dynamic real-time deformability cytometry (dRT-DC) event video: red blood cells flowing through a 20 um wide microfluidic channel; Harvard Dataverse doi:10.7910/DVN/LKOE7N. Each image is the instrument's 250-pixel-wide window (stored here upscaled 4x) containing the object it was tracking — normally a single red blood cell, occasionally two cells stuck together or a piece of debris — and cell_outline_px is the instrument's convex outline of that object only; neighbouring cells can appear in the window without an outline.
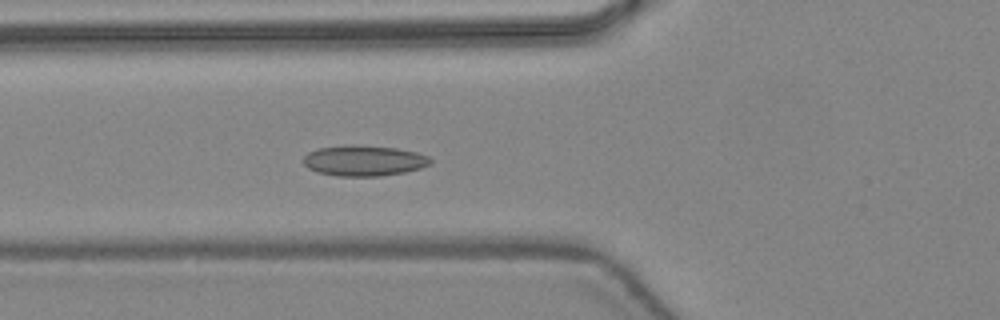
{"species": "common noctule bat (a hibernating species)", "species_latin": "Nyctalus noctula", "temperature_condition": "warm", "stored_images_in_passage": 40, "camera_frame_rate_fps": 3000, "um_per_image_px": 0.085, "animal": {"sex": "female", "body_mass_g": 24.6, "forearm_length_mm": 56.2}, "frame": {"image": 1, "passage_image": 11, "time_ms": 3.333, "image_size_px": [1000, 320], "cell_outline_px": [[432, 164], [420, 168], [404, 172], [380, 176], [336, 176], [316, 172], [308, 168], [304, 164], [304, 156], [308, 152], [320, 148], [396, 148], [416, 152], [428, 156], [432, 160]], "centroid_in_image_um": [30.97, 13.72], "position_along_channel_um": 94.8, "area_um2": 21.62}}
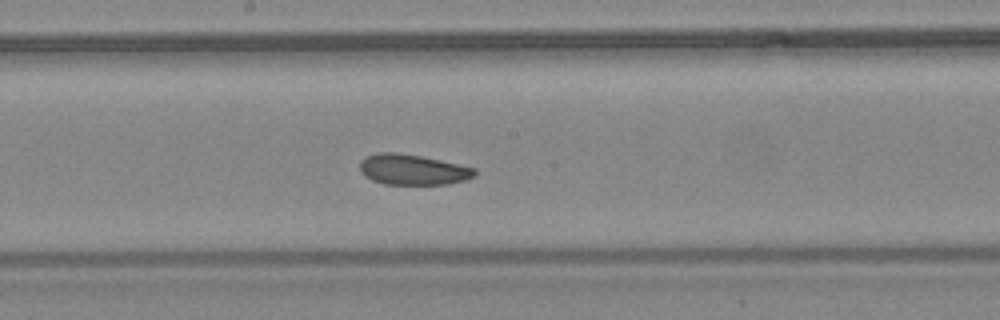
{"frame": {"image": 2, "passage_image": 19, "time_ms": 6.0, "image_size_px": [1000, 320], "cell_outline_px": [[476, 176], [468, 180], [448, 184], [384, 184], [372, 180], [364, 176], [360, 172], [360, 160], [364, 156], [380, 152], [396, 152], [420, 156], [440, 160], [476, 168]], "centroid_in_image_um": [35.08, 14.42], "position_along_channel_um": 213.1, "area_um2": 20.63}}
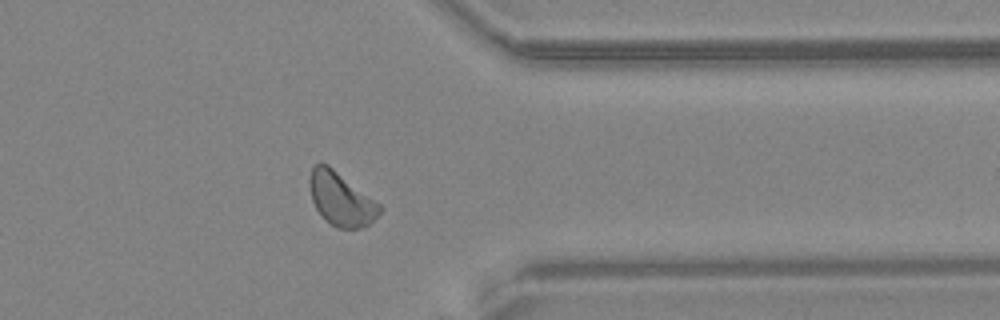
{"frame": {"image": 3, "passage_image": 31, "time_ms": 10.0, "image_size_px": [1000, 320], "cell_outline_px": [[384, 208], [368, 224], [360, 228], [336, 228], [316, 208], [312, 200], [308, 184], [308, 180], [312, 168], [320, 160], [328, 164], [380, 204]], "centroid_in_image_um": [28.96, 16.87], "position_along_channel_um": 382.4, "area_um2": 21.56}, "authors_computed_cell_mechanics": {"area_um2": 21.5016, "velocity_mm_per_s": 4.4054, "shape_relaxation_time_tau1_ms": 4.2237, "shape_relaxation_time_tau2_ms": 3.7758, "deformation_change_tau1": 0.0732, "deformation_change_tau2": 0.091}}